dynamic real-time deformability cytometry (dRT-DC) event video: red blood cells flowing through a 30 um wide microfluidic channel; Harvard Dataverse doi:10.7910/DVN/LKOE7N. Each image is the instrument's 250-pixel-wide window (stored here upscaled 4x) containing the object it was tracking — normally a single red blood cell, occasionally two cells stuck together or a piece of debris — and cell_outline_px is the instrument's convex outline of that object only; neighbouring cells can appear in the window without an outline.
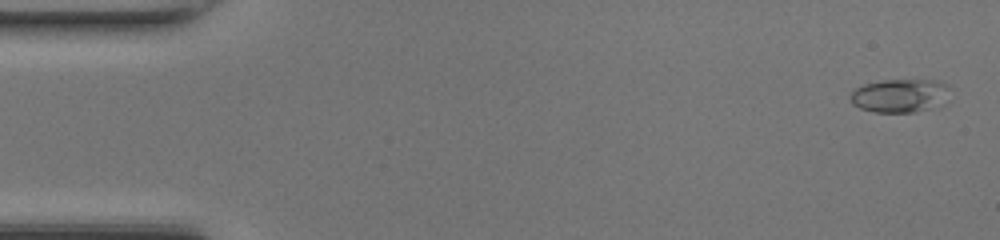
{"species": "common noctule bat (a hibernating species)", "species_latin": "Nyctalus noctula", "temperature_condition": "room temperature", "stored_images_in_passage": 48, "camera_frame_rate_fps": 3000, "um_per_image_px": 0.085, "animal": {"sex": "female", "body_mass_g": 17.0, "forearm_length_mm": 48.0}, "frame": {"image": 1, "passage_image": 2, "time_ms": 0.333, "image_size_px": [1000, 240], "cell_outline_px": [[952, 88], [928, 108], [916, 112], [872, 112], [860, 108], [852, 104], [848, 96], [856, 88], [864, 84], [884, 80], [936, 80], [948, 84]], "centroid_in_image_um": [76.37, 8.11], "position_along_channel_um": 8.6, "area_um2": 18.9}}
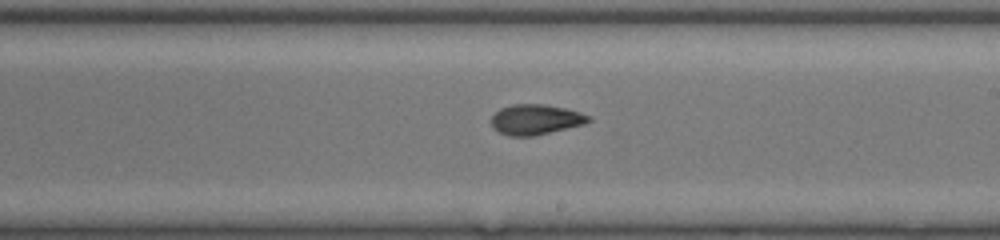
{"frame": {"image": 2, "passage_image": 28, "time_ms": 9.0, "image_size_px": [1000, 240], "cell_outline_px": [[592, 120], [584, 124], [532, 136], [508, 136], [492, 128], [492, 116], [500, 108], [512, 104], [544, 104], [564, 108], [580, 112], [592, 116]], "centroid_in_image_um": [45.53, 10.15], "position_along_channel_um": 243.5, "area_um2": 17.11}}
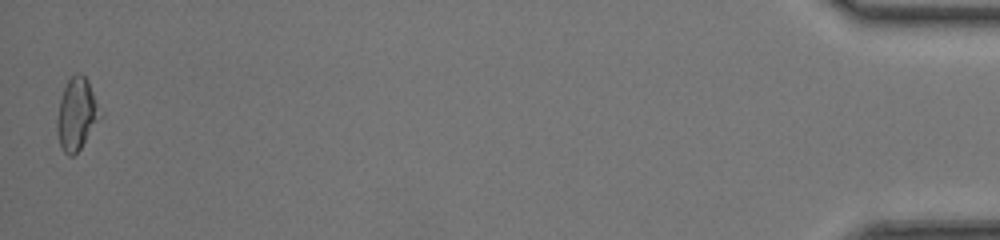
{"frame": {"image": 3, "passage_image": 48, "time_ms": 15.667, "image_size_px": [1000, 240], "cell_outline_px": [[104, 116], [80, 148], [72, 156], [68, 156], [64, 152], [60, 144], [56, 128], [56, 120], [60, 100], [64, 88], [68, 80], [76, 72], [80, 72], [88, 80], [104, 112]], "centroid_in_image_um": [6.57, 9.68], "position_along_channel_um": 428.6, "area_um2": 18.55}, "authors_computed_cell_mechanics": {"area_um2": 17.2822, "velocity_mm_per_s": 4.3169, "shape_relaxation_time_tau1_ms": 4.9848, "shape_relaxation_time_tau2_ms": 4.8061, "deformation_change_tau1": 0.1369, "deformation_change_tau2": 0.1149}}